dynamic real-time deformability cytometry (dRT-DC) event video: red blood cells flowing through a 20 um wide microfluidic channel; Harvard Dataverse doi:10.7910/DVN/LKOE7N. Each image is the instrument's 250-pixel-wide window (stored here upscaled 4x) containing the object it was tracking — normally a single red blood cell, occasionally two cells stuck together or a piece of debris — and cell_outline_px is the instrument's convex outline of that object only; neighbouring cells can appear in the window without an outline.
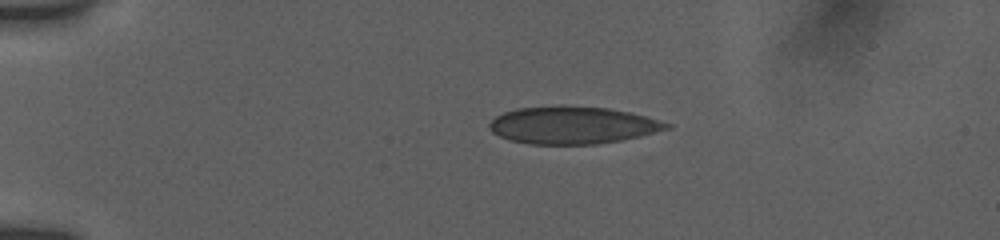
{"species": "human", "species_latin": "Homo sapiens", "temperature_condition": "room temperature", "stored_images_in_passage": 43, "camera_frame_rate_fps": 3000, "um_per_image_px": 0.085, "donor": {"sex": "female"}, "frame": {"image": 1, "passage_image": 1, "time_ms": 0.0, "image_size_px": [1000, 240], "cell_outline_px": [[672, 128], [640, 136], [620, 140], [596, 144], [528, 144], [508, 140], [492, 132], [488, 128], [488, 124], [496, 116], [504, 112], [516, 108], [564, 104], [608, 108], [628, 112], [644, 116], [672, 124]], "centroid_in_image_um": [48.63, 10.62], "position_along_channel_um": 36.4, "area_um2": 38.96}}
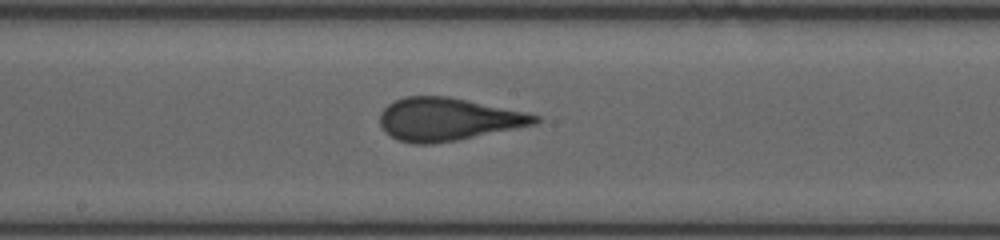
{"frame": {"image": 2, "passage_image": 19, "time_ms": 6.0, "image_size_px": [1000, 240], "cell_outline_px": [[540, 120], [536, 124], [456, 140], [432, 144], [416, 144], [396, 140], [384, 132], [380, 124], [380, 112], [388, 104], [404, 96], [448, 96], [528, 112], [540, 116]], "centroid_in_image_um": [38.05, 10.13], "position_along_channel_um": 210.1, "area_um2": 38.78}}
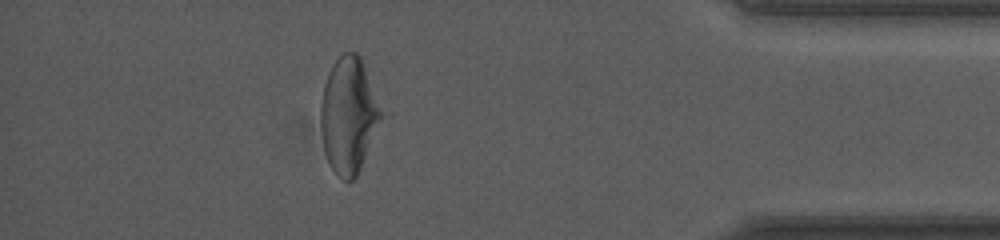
{"frame": {"image": 3, "passage_image": 37, "time_ms": 12.0, "image_size_px": [1000, 240], "cell_outline_px": [[392, 116], [356, 176], [352, 180], [344, 180], [332, 168], [328, 160], [324, 148], [320, 128], [320, 104], [324, 84], [328, 72], [332, 64], [344, 52], [356, 52], [360, 56]], "centroid_in_image_um": [29.82, 9.78], "position_along_channel_um": 405.4, "area_um2": 43.87}, "authors_computed_cell_mechanics": {"area_um2": 38.6682, "velocity_mm_per_s": 3.8555, "shape_relaxation_time_tau1_ms": 7.2946, "shape_relaxation_time_tau2_ms": null, "deformation_change_tau1": 0.2176, "deformation_change_tau2": null}}